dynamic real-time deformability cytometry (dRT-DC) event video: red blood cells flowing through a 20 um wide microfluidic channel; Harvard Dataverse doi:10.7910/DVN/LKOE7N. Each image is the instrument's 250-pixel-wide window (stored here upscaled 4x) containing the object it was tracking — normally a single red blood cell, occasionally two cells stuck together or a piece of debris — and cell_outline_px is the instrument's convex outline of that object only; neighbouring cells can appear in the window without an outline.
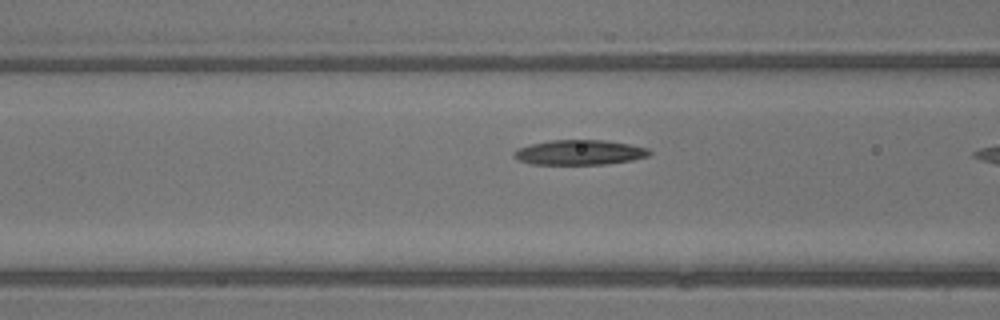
{"species": "common noctule bat (a hibernating species)", "species_latin": "Nyctalus noctula", "temperature_condition": "warm", "stored_images_in_passage": 32, "camera_frame_rate_fps": 3000, "um_per_image_px": 0.085, "animal": {"sex": "male", "body_mass_g": 13.3}, "frame": {"image": 1, "passage_image": 15, "time_ms": 4.667, "image_size_px": [1000, 320], "cell_outline_px": [[652, 152], [648, 156], [632, 160], [604, 164], [532, 164], [520, 160], [512, 156], [512, 152], [516, 148], [532, 144], [552, 140], [604, 140], [628, 144], [648, 148]], "centroid_in_image_um": [49.24, 12.95], "position_along_channel_um": 117.4, "area_um2": 19.59}}
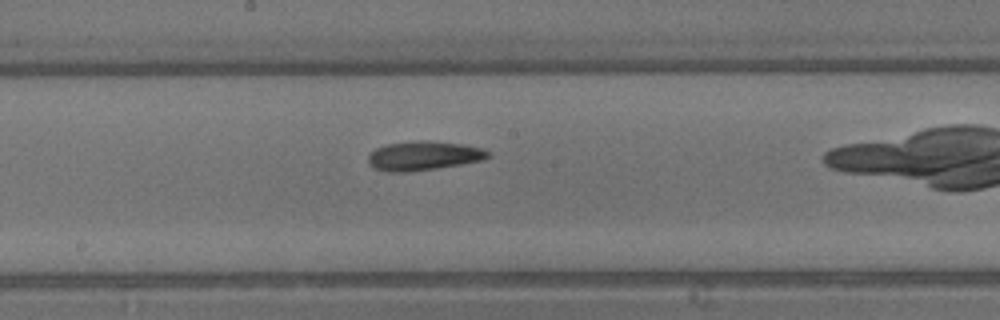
{"frame": {"image": 2, "passage_image": 21, "time_ms": 6.667, "image_size_px": [1000, 320], "cell_outline_px": [[492, 156], [484, 160], [436, 168], [408, 172], [388, 172], [376, 168], [368, 164], [368, 156], [376, 148], [388, 144], [420, 140], [428, 140], [464, 144], [484, 148], [492, 152]], "centroid_in_image_um": [36.07, 13.23], "position_along_channel_um": 212.1, "area_um2": 20.52}}
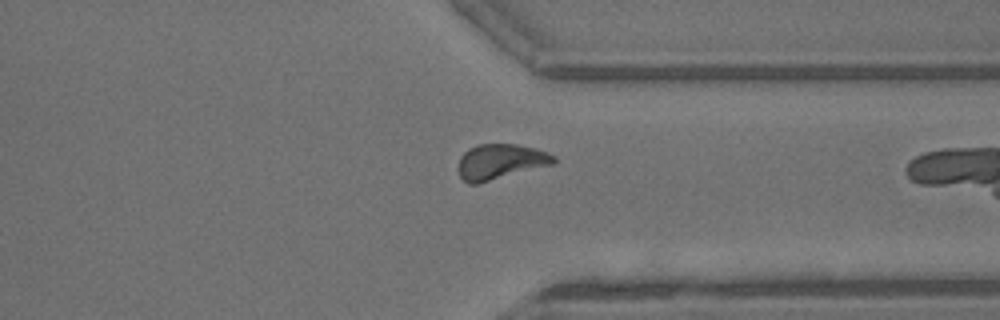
{"frame": {"image": 3, "passage_image": 31, "time_ms": 10.0, "image_size_px": [1000, 320], "cell_outline_px": [[556, 160], [552, 164], [476, 184], [468, 184], [460, 176], [460, 156], [468, 148], [476, 144], [516, 144], [536, 148], [548, 152], [556, 156]], "centroid_in_image_um": [42.54, 13.72], "position_along_channel_um": 368.9, "area_um2": 19.42}}